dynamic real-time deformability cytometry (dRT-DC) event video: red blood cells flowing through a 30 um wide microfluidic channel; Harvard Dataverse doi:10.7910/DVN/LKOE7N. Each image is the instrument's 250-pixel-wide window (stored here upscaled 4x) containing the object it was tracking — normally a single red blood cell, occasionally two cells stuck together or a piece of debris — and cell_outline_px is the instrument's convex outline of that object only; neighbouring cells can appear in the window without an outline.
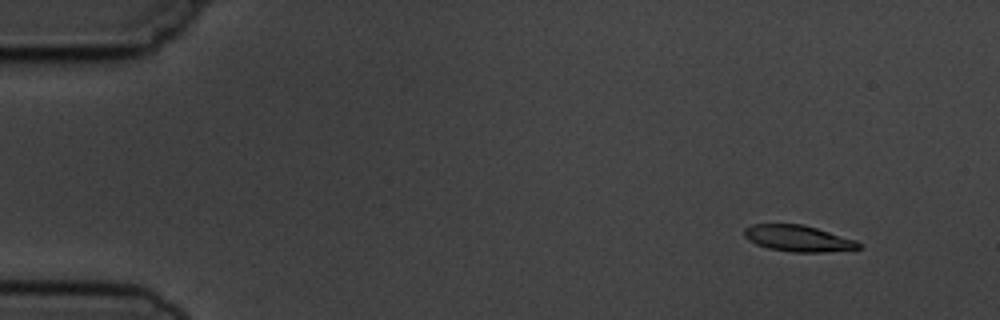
{"species": "common noctule bat (a hibernating species)", "species_latin": "Nyctalus noctula", "temperature_condition": "cold", "stored_images_in_passage": 6, "camera_frame_rate_fps": 3000, "um_per_image_px": 0.085, "animal": {"sex": "male", "body_mass_g": 19.5, "forearm_length_mm": 54.6}, "frame": {"image": 1, "passage_image": 2, "time_ms": 1.333, "image_size_px": [1000, 320], "cell_outline_px": [[860, 248], [824, 252], [792, 252], [768, 248], [756, 244], [748, 240], [744, 236], [744, 228], [752, 224], [804, 224], [856, 240], [860, 244]], "centroid_in_image_um": [67.8, 20.26], "position_along_channel_um": 17.2, "area_um2": 17.46}}
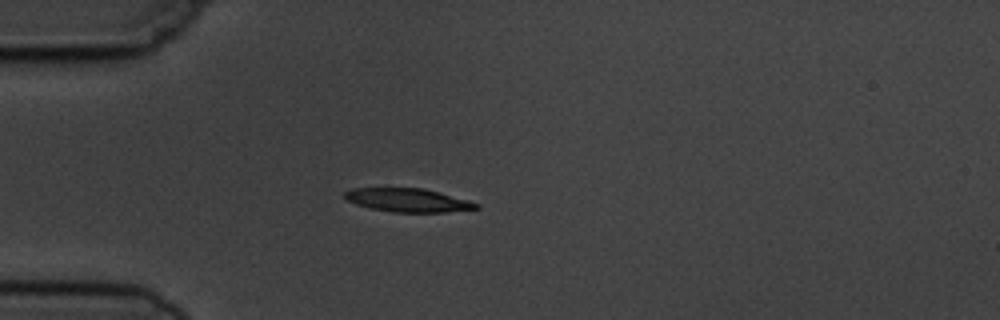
{"frame": {"image": 2, "passage_image": 5, "time_ms": 4.667, "image_size_px": [1000, 320], "cell_outline_px": [[480, 208], [444, 212], [392, 212], [368, 208], [356, 204], [348, 200], [344, 196], [344, 192], [352, 188], [424, 188], [440, 192], [468, 200], [480, 204]], "centroid_in_image_um": [34.67, 17.01], "position_along_channel_um": 50.3, "area_um2": 18.03}}